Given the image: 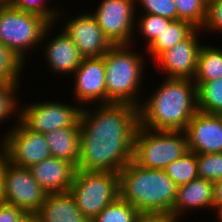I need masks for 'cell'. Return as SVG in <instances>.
Here are the masks:
<instances>
[{"label":"cell","instance_id":"1","mask_svg":"<svg viewBox=\"0 0 222 222\" xmlns=\"http://www.w3.org/2000/svg\"><path fill=\"white\" fill-rule=\"evenodd\" d=\"M84 106L80 116V157L77 169L115 172L132 161L139 127L138 107L126 103ZM94 110V111H93Z\"/></svg>","mask_w":222,"mask_h":222},{"label":"cell","instance_id":"2","mask_svg":"<svg viewBox=\"0 0 222 222\" xmlns=\"http://www.w3.org/2000/svg\"><path fill=\"white\" fill-rule=\"evenodd\" d=\"M146 99L138 107L139 126L151 130L184 131L198 111L197 87L191 79L165 78Z\"/></svg>","mask_w":222,"mask_h":222},{"label":"cell","instance_id":"3","mask_svg":"<svg viewBox=\"0 0 222 222\" xmlns=\"http://www.w3.org/2000/svg\"><path fill=\"white\" fill-rule=\"evenodd\" d=\"M177 187L164 170L143 168L133 161L119 171L120 197L140 213L172 215Z\"/></svg>","mask_w":222,"mask_h":222},{"label":"cell","instance_id":"4","mask_svg":"<svg viewBox=\"0 0 222 222\" xmlns=\"http://www.w3.org/2000/svg\"><path fill=\"white\" fill-rule=\"evenodd\" d=\"M130 45H113L104 56L107 103H126L139 107L143 81L144 55ZM140 99V101H139Z\"/></svg>","mask_w":222,"mask_h":222},{"label":"cell","instance_id":"5","mask_svg":"<svg viewBox=\"0 0 222 222\" xmlns=\"http://www.w3.org/2000/svg\"><path fill=\"white\" fill-rule=\"evenodd\" d=\"M54 26L41 16L17 10L10 4L0 7V42L23 63L29 51L47 39Z\"/></svg>","mask_w":222,"mask_h":222},{"label":"cell","instance_id":"6","mask_svg":"<svg viewBox=\"0 0 222 222\" xmlns=\"http://www.w3.org/2000/svg\"><path fill=\"white\" fill-rule=\"evenodd\" d=\"M189 151L184 131L151 130L138 127L132 161L147 169L164 170Z\"/></svg>","mask_w":222,"mask_h":222},{"label":"cell","instance_id":"7","mask_svg":"<svg viewBox=\"0 0 222 222\" xmlns=\"http://www.w3.org/2000/svg\"><path fill=\"white\" fill-rule=\"evenodd\" d=\"M69 192L79 210L91 221L119 196V173L77 169Z\"/></svg>","mask_w":222,"mask_h":222},{"label":"cell","instance_id":"8","mask_svg":"<svg viewBox=\"0 0 222 222\" xmlns=\"http://www.w3.org/2000/svg\"><path fill=\"white\" fill-rule=\"evenodd\" d=\"M82 108L56 101L22 104L20 121L35 132L47 134L55 129L80 127Z\"/></svg>","mask_w":222,"mask_h":222},{"label":"cell","instance_id":"9","mask_svg":"<svg viewBox=\"0 0 222 222\" xmlns=\"http://www.w3.org/2000/svg\"><path fill=\"white\" fill-rule=\"evenodd\" d=\"M136 12L135 0H101L91 14L112 45H132Z\"/></svg>","mask_w":222,"mask_h":222},{"label":"cell","instance_id":"10","mask_svg":"<svg viewBox=\"0 0 222 222\" xmlns=\"http://www.w3.org/2000/svg\"><path fill=\"white\" fill-rule=\"evenodd\" d=\"M4 135L8 161L22 168H30L51 157L45 134L27 128L20 120Z\"/></svg>","mask_w":222,"mask_h":222},{"label":"cell","instance_id":"11","mask_svg":"<svg viewBox=\"0 0 222 222\" xmlns=\"http://www.w3.org/2000/svg\"><path fill=\"white\" fill-rule=\"evenodd\" d=\"M5 202L35 215L44 203L45 192L33 178L29 168L17 167L10 162L5 167Z\"/></svg>","mask_w":222,"mask_h":222},{"label":"cell","instance_id":"12","mask_svg":"<svg viewBox=\"0 0 222 222\" xmlns=\"http://www.w3.org/2000/svg\"><path fill=\"white\" fill-rule=\"evenodd\" d=\"M64 23L63 31L72 39L83 58L101 57L113 46L96 18L87 11Z\"/></svg>","mask_w":222,"mask_h":222},{"label":"cell","instance_id":"13","mask_svg":"<svg viewBox=\"0 0 222 222\" xmlns=\"http://www.w3.org/2000/svg\"><path fill=\"white\" fill-rule=\"evenodd\" d=\"M201 30L196 29L187 39L176 43L170 49L162 52L154 61L161 66L166 78H179L193 80L199 51L203 45L198 40ZM199 41V42H198Z\"/></svg>","mask_w":222,"mask_h":222},{"label":"cell","instance_id":"14","mask_svg":"<svg viewBox=\"0 0 222 222\" xmlns=\"http://www.w3.org/2000/svg\"><path fill=\"white\" fill-rule=\"evenodd\" d=\"M73 74L74 100H77L78 105L83 104L84 107L85 104H94L95 101L107 103L104 56L83 58Z\"/></svg>","mask_w":222,"mask_h":222},{"label":"cell","instance_id":"15","mask_svg":"<svg viewBox=\"0 0 222 222\" xmlns=\"http://www.w3.org/2000/svg\"><path fill=\"white\" fill-rule=\"evenodd\" d=\"M184 132L189 151L196 154L222 153V114L197 111Z\"/></svg>","mask_w":222,"mask_h":222},{"label":"cell","instance_id":"16","mask_svg":"<svg viewBox=\"0 0 222 222\" xmlns=\"http://www.w3.org/2000/svg\"><path fill=\"white\" fill-rule=\"evenodd\" d=\"M29 169L47 194L69 191L77 172L73 163L56 157L47 158Z\"/></svg>","mask_w":222,"mask_h":222},{"label":"cell","instance_id":"17","mask_svg":"<svg viewBox=\"0 0 222 222\" xmlns=\"http://www.w3.org/2000/svg\"><path fill=\"white\" fill-rule=\"evenodd\" d=\"M49 40L42 50L48 67L56 75H73L83 59L77 46L63 30Z\"/></svg>","mask_w":222,"mask_h":222},{"label":"cell","instance_id":"18","mask_svg":"<svg viewBox=\"0 0 222 222\" xmlns=\"http://www.w3.org/2000/svg\"><path fill=\"white\" fill-rule=\"evenodd\" d=\"M213 190L214 181L196 178L195 180L178 186L177 197L172 209V216L176 219H182L186 210H196L208 208L207 211L213 209ZM196 208V209H195Z\"/></svg>","mask_w":222,"mask_h":222},{"label":"cell","instance_id":"19","mask_svg":"<svg viewBox=\"0 0 222 222\" xmlns=\"http://www.w3.org/2000/svg\"><path fill=\"white\" fill-rule=\"evenodd\" d=\"M35 217L40 222H90L69 191L48 194Z\"/></svg>","mask_w":222,"mask_h":222},{"label":"cell","instance_id":"20","mask_svg":"<svg viewBox=\"0 0 222 222\" xmlns=\"http://www.w3.org/2000/svg\"><path fill=\"white\" fill-rule=\"evenodd\" d=\"M51 157L73 163L76 167L80 157V127L55 129L45 134Z\"/></svg>","mask_w":222,"mask_h":222},{"label":"cell","instance_id":"21","mask_svg":"<svg viewBox=\"0 0 222 222\" xmlns=\"http://www.w3.org/2000/svg\"><path fill=\"white\" fill-rule=\"evenodd\" d=\"M196 29L190 22L172 20L148 47L144 46L145 50L155 60L162 52L187 39Z\"/></svg>","mask_w":222,"mask_h":222},{"label":"cell","instance_id":"22","mask_svg":"<svg viewBox=\"0 0 222 222\" xmlns=\"http://www.w3.org/2000/svg\"><path fill=\"white\" fill-rule=\"evenodd\" d=\"M202 45L193 82H207L222 77V49Z\"/></svg>","mask_w":222,"mask_h":222},{"label":"cell","instance_id":"23","mask_svg":"<svg viewBox=\"0 0 222 222\" xmlns=\"http://www.w3.org/2000/svg\"><path fill=\"white\" fill-rule=\"evenodd\" d=\"M197 87L198 111L222 114V77L207 82H194Z\"/></svg>","mask_w":222,"mask_h":222},{"label":"cell","instance_id":"24","mask_svg":"<svg viewBox=\"0 0 222 222\" xmlns=\"http://www.w3.org/2000/svg\"><path fill=\"white\" fill-rule=\"evenodd\" d=\"M164 171L177 186L195 180L199 177L197 170V154L188 151L182 157L167 165Z\"/></svg>","mask_w":222,"mask_h":222},{"label":"cell","instance_id":"25","mask_svg":"<svg viewBox=\"0 0 222 222\" xmlns=\"http://www.w3.org/2000/svg\"><path fill=\"white\" fill-rule=\"evenodd\" d=\"M141 213L120 196L90 222H136Z\"/></svg>","mask_w":222,"mask_h":222},{"label":"cell","instance_id":"26","mask_svg":"<svg viewBox=\"0 0 222 222\" xmlns=\"http://www.w3.org/2000/svg\"><path fill=\"white\" fill-rule=\"evenodd\" d=\"M179 20L190 22L200 29L206 18L207 0H173Z\"/></svg>","mask_w":222,"mask_h":222},{"label":"cell","instance_id":"27","mask_svg":"<svg viewBox=\"0 0 222 222\" xmlns=\"http://www.w3.org/2000/svg\"><path fill=\"white\" fill-rule=\"evenodd\" d=\"M24 63L0 42V84L19 82Z\"/></svg>","mask_w":222,"mask_h":222},{"label":"cell","instance_id":"28","mask_svg":"<svg viewBox=\"0 0 222 222\" xmlns=\"http://www.w3.org/2000/svg\"><path fill=\"white\" fill-rule=\"evenodd\" d=\"M19 82L1 83L0 84V124L5 119L17 115L16 121L20 120V107L17 99V89L20 85ZM19 108V109H18ZM17 112V113H16Z\"/></svg>","mask_w":222,"mask_h":222},{"label":"cell","instance_id":"29","mask_svg":"<svg viewBox=\"0 0 222 222\" xmlns=\"http://www.w3.org/2000/svg\"><path fill=\"white\" fill-rule=\"evenodd\" d=\"M138 19V20H137ZM137 22H135V27H137V33L142 34L146 39L145 43L148 47L156 37L161 34L164 30L165 26H168L169 23L172 21L169 18L162 17L159 15H153L149 13H143V16H139L136 18ZM139 28V29H138Z\"/></svg>","mask_w":222,"mask_h":222},{"label":"cell","instance_id":"30","mask_svg":"<svg viewBox=\"0 0 222 222\" xmlns=\"http://www.w3.org/2000/svg\"><path fill=\"white\" fill-rule=\"evenodd\" d=\"M47 0H9V4L20 11L34 13L46 19L50 24H56L61 19L60 12L53 7H48Z\"/></svg>","mask_w":222,"mask_h":222},{"label":"cell","instance_id":"31","mask_svg":"<svg viewBox=\"0 0 222 222\" xmlns=\"http://www.w3.org/2000/svg\"><path fill=\"white\" fill-rule=\"evenodd\" d=\"M197 170L200 178L222 179V153L197 154Z\"/></svg>","mask_w":222,"mask_h":222},{"label":"cell","instance_id":"32","mask_svg":"<svg viewBox=\"0 0 222 222\" xmlns=\"http://www.w3.org/2000/svg\"><path fill=\"white\" fill-rule=\"evenodd\" d=\"M144 13L159 15L171 20H178L176 3L173 0H135ZM141 5V6H140Z\"/></svg>","mask_w":222,"mask_h":222},{"label":"cell","instance_id":"33","mask_svg":"<svg viewBox=\"0 0 222 222\" xmlns=\"http://www.w3.org/2000/svg\"><path fill=\"white\" fill-rule=\"evenodd\" d=\"M200 30L201 33L203 31L222 32V0L207 1L206 18Z\"/></svg>","mask_w":222,"mask_h":222},{"label":"cell","instance_id":"34","mask_svg":"<svg viewBox=\"0 0 222 222\" xmlns=\"http://www.w3.org/2000/svg\"><path fill=\"white\" fill-rule=\"evenodd\" d=\"M30 215L14 205L0 204V222H25Z\"/></svg>","mask_w":222,"mask_h":222},{"label":"cell","instance_id":"35","mask_svg":"<svg viewBox=\"0 0 222 222\" xmlns=\"http://www.w3.org/2000/svg\"><path fill=\"white\" fill-rule=\"evenodd\" d=\"M171 214L164 213H141L136 222H178Z\"/></svg>","mask_w":222,"mask_h":222},{"label":"cell","instance_id":"36","mask_svg":"<svg viewBox=\"0 0 222 222\" xmlns=\"http://www.w3.org/2000/svg\"><path fill=\"white\" fill-rule=\"evenodd\" d=\"M8 158L4 154L0 158V204H3L5 202V167L8 163Z\"/></svg>","mask_w":222,"mask_h":222},{"label":"cell","instance_id":"37","mask_svg":"<svg viewBox=\"0 0 222 222\" xmlns=\"http://www.w3.org/2000/svg\"><path fill=\"white\" fill-rule=\"evenodd\" d=\"M219 205H222V179L214 181L213 209Z\"/></svg>","mask_w":222,"mask_h":222},{"label":"cell","instance_id":"38","mask_svg":"<svg viewBox=\"0 0 222 222\" xmlns=\"http://www.w3.org/2000/svg\"><path fill=\"white\" fill-rule=\"evenodd\" d=\"M214 210L216 211L215 212V214H217V217H219L218 219V221L219 222H222V205H219V206H216L215 208H214Z\"/></svg>","mask_w":222,"mask_h":222},{"label":"cell","instance_id":"39","mask_svg":"<svg viewBox=\"0 0 222 222\" xmlns=\"http://www.w3.org/2000/svg\"><path fill=\"white\" fill-rule=\"evenodd\" d=\"M0 158L5 154V138H4V135L2 136V139L0 141Z\"/></svg>","mask_w":222,"mask_h":222},{"label":"cell","instance_id":"40","mask_svg":"<svg viewBox=\"0 0 222 222\" xmlns=\"http://www.w3.org/2000/svg\"><path fill=\"white\" fill-rule=\"evenodd\" d=\"M25 222H40L35 215H31L27 218V220Z\"/></svg>","mask_w":222,"mask_h":222},{"label":"cell","instance_id":"41","mask_svg":"<svg viewBox=\"0 0 222 222\" xmlns=\"http://www.w3.org/2000/svg\"><path fill=\"white\" fill-rule=\"evenodd\" d=\"M9 5V0H0V7Z\"/></svg>","mask_w":222,"mask_h":222}]
</instances>
